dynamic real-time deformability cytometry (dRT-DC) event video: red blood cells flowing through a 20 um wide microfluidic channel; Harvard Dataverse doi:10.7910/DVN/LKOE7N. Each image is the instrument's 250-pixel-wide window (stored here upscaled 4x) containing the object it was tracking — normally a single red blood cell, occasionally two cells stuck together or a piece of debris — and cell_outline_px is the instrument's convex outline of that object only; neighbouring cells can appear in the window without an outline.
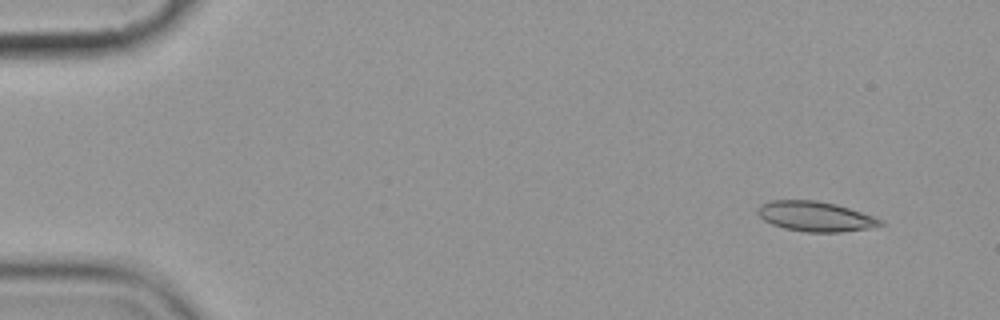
{"species": "common noctule bat (a hibernating species)", "species_latin": "Nyctalus noctula", "temperature_condition": "cold", "stored_images_in_passage": 10, "camera_frame_rate_fps": 3000, "um_per_image_px": 0.085, "animal": {"sex": "female", "body_mass_g": 19.9}, "frame": {"image": 1, "passage_image": 1, "time_ms": 0.0, "image_size_px": [1000, 320], "cell_outline_px": [[884, 224], [868, 228], [840, 232], [804, 232], [784, 228], [772, 224], [764, 220], [756, 212], [756, 208], [760, 204], [768, 200], [816, 200], [836, 204], [884, 220]], "centroid_in_image_um": [69.25, 18.39], "position_along_channel_um": 15.7, "area_um2": 21.44}}
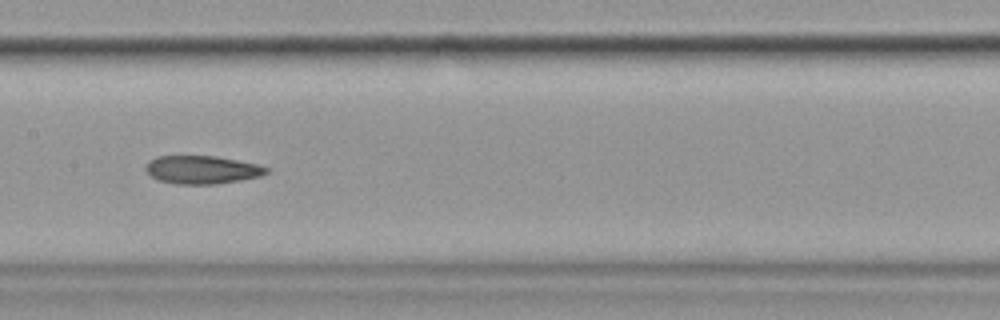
{"frame": {"image": 2, "passage_image": 8, "time_ms": 8.0, "image_size_px": [1000, 320], "cell_outline_px": [[268, 172], [260, 176], [240, 180], [216, 184], [176, 184], [156, 180], [144, 168], [148, 160], [156, 156], [216, 156], [256, 164], [268, 168]], "centroid_in_image_um": [17.12, 14.43], "position_along_channel_um": 190.3, "area_um2": 19.77}}
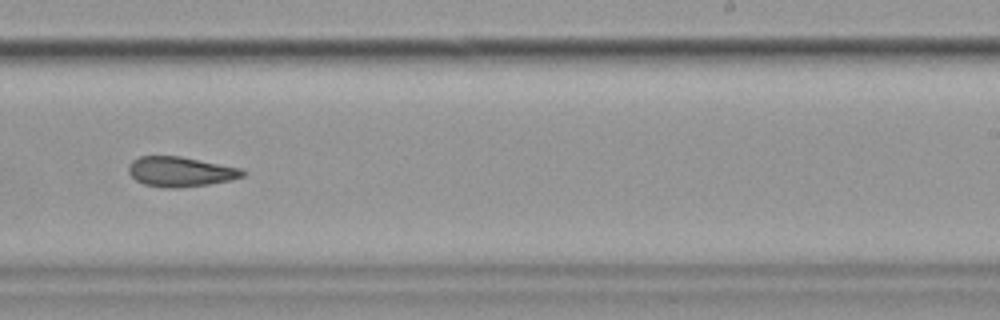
{"frame": {"image": 3, "passage_image": 10, "time_ms": 10.333, "image_size_px": [1000, 320], "cell_outline_px": [[248, 172], [244, 176], [232, 180], [208, 184], [176, 188], [164, 188], [144, 184], [136, 180], [128, 172], [128, 164], [132, 160], [140, 156], [180, 156], [240, 168]], "centroid_in_image_um": [15.33, 14.59], "position_along_channel_um": 273.7, "area_um2": 19.94}}